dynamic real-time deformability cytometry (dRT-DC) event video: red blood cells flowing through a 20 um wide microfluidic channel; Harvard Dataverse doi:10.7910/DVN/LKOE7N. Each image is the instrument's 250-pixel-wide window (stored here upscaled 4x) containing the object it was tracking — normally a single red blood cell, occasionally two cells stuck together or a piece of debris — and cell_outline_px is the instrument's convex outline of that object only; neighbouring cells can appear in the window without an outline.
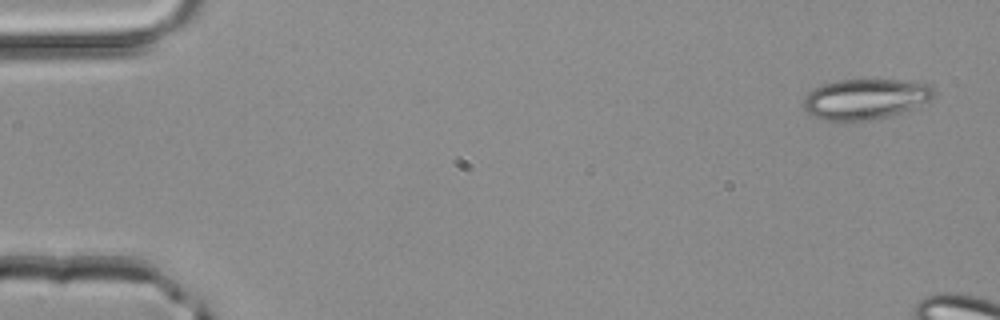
{"species": "common noctule bat (a hibernating species)", "species_latin": "Nyctalus noctula", "temperature_condition": "room temperature", "stored_images_in_passage": 5, "camera_frame_rate_fps": 3000, "um_per_image_px": 0.085, "animal": {"sex": "male", "body_mass_g": 20.4}, "frame": {"image": 1, "passage_image": 1, "time_ms": 0.0, "image_size_px": [1000, 320], "cell_outline_px": [[936, 92], [932, 100], [900, 112], [888, 116], [848, 124], [824, 120], [812, 116], [804, 108], [804, 96], [808, 92], [824, 84], [840, 80], [900, 80], [928, 84], [936, 88]], "centroid_in_image_um": [73.54, 8.45], "position_along_channel_um": 11.5, "area_um2": 31.1}}